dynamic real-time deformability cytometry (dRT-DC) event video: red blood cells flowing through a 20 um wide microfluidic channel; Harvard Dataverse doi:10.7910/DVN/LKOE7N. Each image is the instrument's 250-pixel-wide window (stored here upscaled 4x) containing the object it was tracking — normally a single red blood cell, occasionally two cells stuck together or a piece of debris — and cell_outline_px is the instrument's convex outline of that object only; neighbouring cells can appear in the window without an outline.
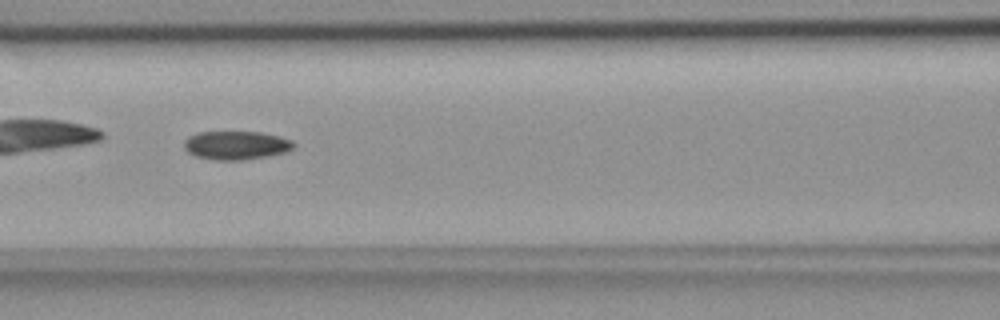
{"species": "common noctule bat (a hibernating species)", "species_latin": "Nyctalus noctula", "temperature_condition": "room temperature", "stored_images_in_passage": 37, "camera_frame_rate_fps": 3000, "um_per_image_px": 0.085, "animal": {"sex": "female", "body_mass_g": 18.4}, "frame": {"image": 1, "passage_image": 7, "time_ms": 2.0, "image_size_px": [1000, 320], "cell_outline_px": [[296, 144], [292, 148], [284, 152], [268, 156], [240, 160], [216, 160], [196, 156], [188, 152], [184, 148], [184, 140], [188, 136], [200, 132], [260, 132], [280, 136], [292, 140]], "centroid_in_image_um": [20.07, 12.34], "position_along_channel_um": 146.5, "area_um2": 18.21}}
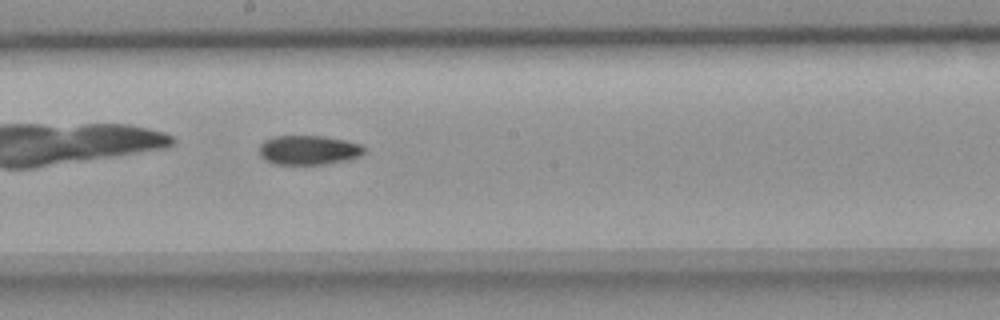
{"frame": {"image": 2, "passage_image": 13, "time_ms": 4.0, "image_size_px": [1000, 320], "cell_outline_px": [[368, 148], [360, 156], [348, 160], [324, 164], [276, 164], [264, 160], [260, 156], [260, 144], [264, 140], [272, 136], [324, 136], [344, 140], [360, 144]], "centroid_in_image_um": [26.24, 12.75], "position_along_channel_um": 222.0, "area_um2": 18.09}}
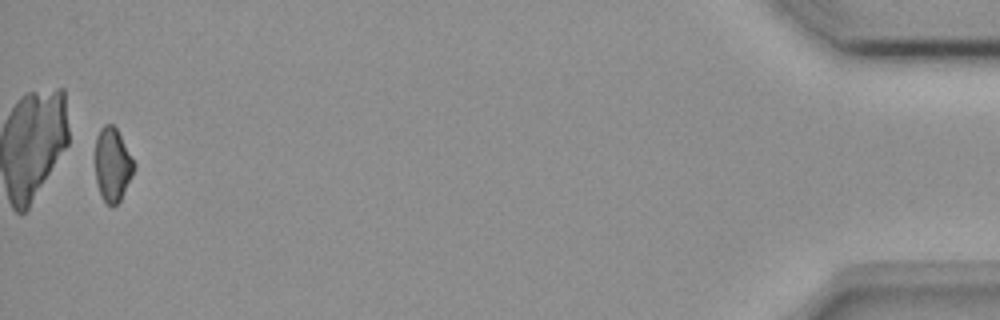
{"frame": {"image": 3, "passage_image": 36, "time_ms": 11.667, "image_size_px": [1000, 320], "cell_outline_px": [[136, 164], [120, 200], [116, 204], [108, 204], [104, 200], [100, 192], [96, 180], [96, 136], [100, 128], [104, 124], [112, 124], [116, 128]], "centroid_in_image_um": [9.55, 13.94], "position_along_channel_um": 425.6, "area_um2": 16.18}}